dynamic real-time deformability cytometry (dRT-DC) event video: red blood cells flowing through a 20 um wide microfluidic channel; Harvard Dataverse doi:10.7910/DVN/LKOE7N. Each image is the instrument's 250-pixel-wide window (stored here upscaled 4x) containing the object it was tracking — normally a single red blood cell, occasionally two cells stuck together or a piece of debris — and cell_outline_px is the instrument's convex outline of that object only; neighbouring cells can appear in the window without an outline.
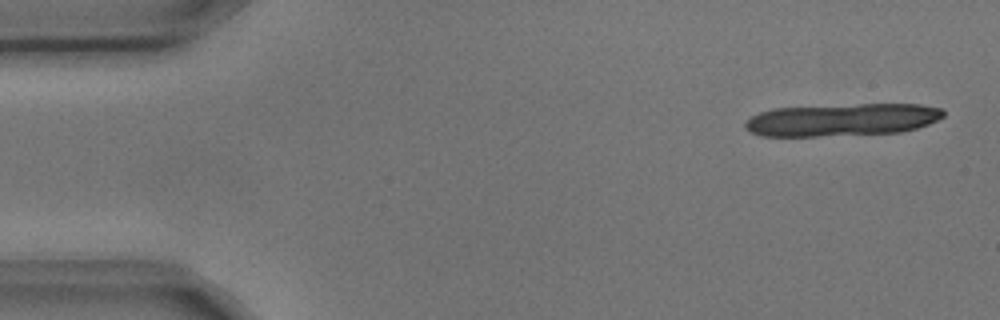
{"species": "common noctule bat (a hibernating species)", "species_latin": "Nyctalus noctula", "temperature_condition": "cold", "stored_images_in_passage": 7, "camera_frame_rate_fps": 3000, "um_per_image_px": 0.085, "animal": {"sex": "male", "body_mass_g": 17.9, "forearm_length_mm": 54.2}, "frame": {"image": 1, "passage_image": 1, "time_ms": 0.0, "image_size_px": [1000, 320], "cell_outline_px": [[944, 116], [928, 124], [916, 128], [900, 132], [816, 136], [760, 136], [744, 128], [744, 124], [752, 116], [760, 112], [772, 108], [860, 104], [920, 104], [944, 108]], "centroid_in_image_um": [71.58, 10.17], "position_along_channel_um": 13.4, "area_um2": 37.51}}